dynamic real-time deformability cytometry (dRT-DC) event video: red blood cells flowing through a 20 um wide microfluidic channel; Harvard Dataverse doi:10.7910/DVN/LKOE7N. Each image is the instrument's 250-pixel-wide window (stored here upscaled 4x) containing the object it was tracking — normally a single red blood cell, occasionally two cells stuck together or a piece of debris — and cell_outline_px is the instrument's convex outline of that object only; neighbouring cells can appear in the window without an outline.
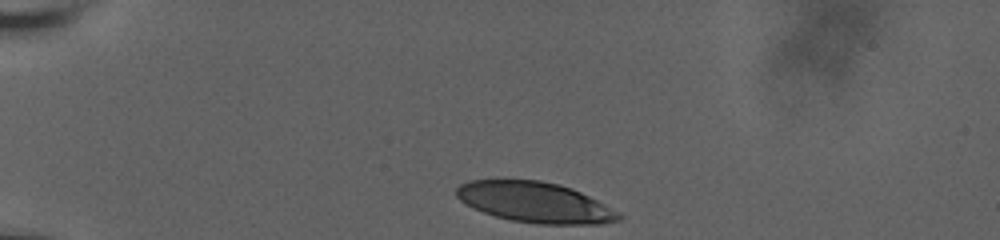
{"species": "human", "species_latin": "Homo sapiens", "temperature_condition": "room temperature", "stored_images_in_passage": 32, "camera_frame_rate_fps": 3000, "um_per_image_px": 0.085, "donor": {"sex": "male"}, "frame": {"image": 1, "passage_image": 1, "time_ms": 0.0, "image_size_px": [1000, 240], "cell_outline_px": [[624, 216], [620, 220], [600, 224], [536, 224], [512, 220], [496, 216], [484, 212], [460, 200], [456, 196], [456, 188], [460, 184], [468, 180], [540, 180], [560, 184], [572, 188], [620, 212]], "centroid_in_image_um": [45.5, 17.19], "position_along_channel_um": 39.5, "area_um2": 38.15}}
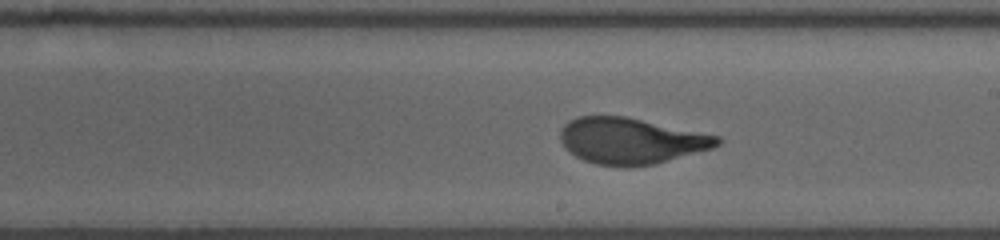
{"frame": {"image": 2, "passage_image": 19, "time_ms": 7.0, "image_size_px": [1000, 240], "cell_outline_px": [[724, 140], [720, 144], [712, 148], [656, 164], [596, 164], [584, 160], [576, 156], [560, 140], [560, 132], [564, 124], [568, 120], [580, 116], [624, 116], [720, 136]], "centroid_in_image_um": [53.66, 11.94], "position_along_channel_um": 235.3, "area_um2": 41.33}}
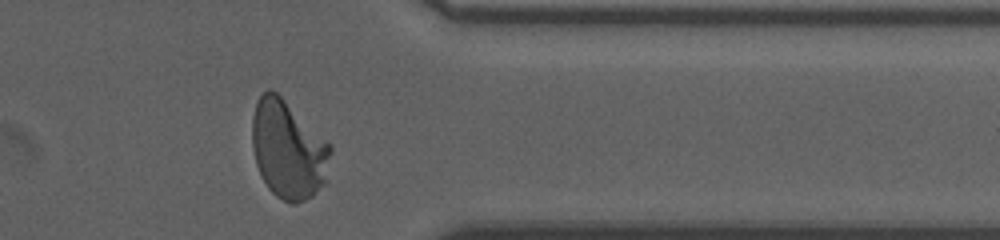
{"frame": {"image": 3, "passage_image": 32, "time_ms": 11.333, "image_size_px": [1000, 240], "cell_outline_px": [[332, 152], [328, 180], [312, 196], [296, 204], [292, 204], [276, 196], [268, 188], [256, 164], [252, 148], [252, 116], [256, 100], [268, 88], [276, 92], [332, 144]], "centroid_in_image_um": [24.52, 12.72], "position_along_channel_um": 386.9, "area_um2": 45.32}, "authors_computed_cell_mechanics": {"area_um2": 42.2518, "velocity_mm_per_s": 3.6471, "shape_relaxation_time_tau1_ms": 4.4466, "shape_relaxation_time_tau2_ms": null, "deformation_change_tau1": 0.2215, "deformation_change_tau2": null}}